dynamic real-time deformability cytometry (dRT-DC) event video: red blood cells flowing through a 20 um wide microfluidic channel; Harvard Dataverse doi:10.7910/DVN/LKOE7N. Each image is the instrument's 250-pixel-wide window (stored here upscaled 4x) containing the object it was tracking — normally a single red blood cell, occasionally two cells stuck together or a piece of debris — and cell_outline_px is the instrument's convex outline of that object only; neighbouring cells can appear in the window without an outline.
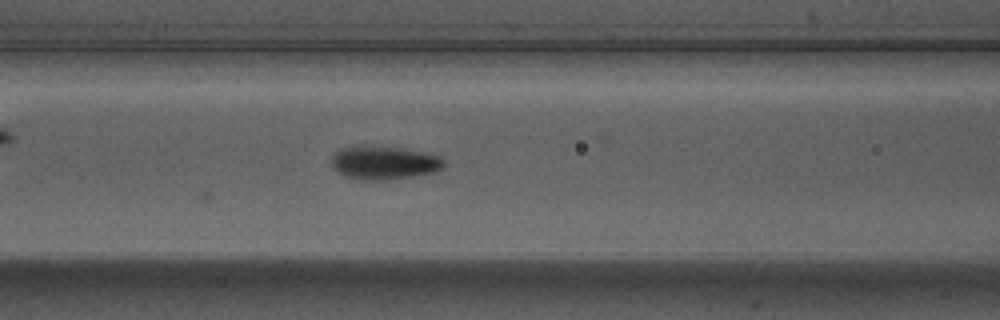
{"species": "Egyptian fruit bat (a non-hibernating species)", "species_latin": "Rousettus aegyptiacus", "temperature_condition": "warm", "stored_images_in_passage": 21, "camera_frame_rate_fps": 3000, "um_per_image_px": 0.085, "animal": {"sex": "male"}, "frame": {"image": 1, "passage_image": 21, "time_ms": 6.667, "image_size_px": [1000, 320], "cell_outline_px": [[444, 164], [440, 168], [432, 172], [412, 176], [384, 180], [360, 180], [344, 176], [332, 168], [332, 156], [340, 148], [400, 148], [440, 156], [444, 160]], "centroid_in_image_um": [32.62, 13.87], "position_along_channel_um": 134.0, "area_um2": 21.04}}